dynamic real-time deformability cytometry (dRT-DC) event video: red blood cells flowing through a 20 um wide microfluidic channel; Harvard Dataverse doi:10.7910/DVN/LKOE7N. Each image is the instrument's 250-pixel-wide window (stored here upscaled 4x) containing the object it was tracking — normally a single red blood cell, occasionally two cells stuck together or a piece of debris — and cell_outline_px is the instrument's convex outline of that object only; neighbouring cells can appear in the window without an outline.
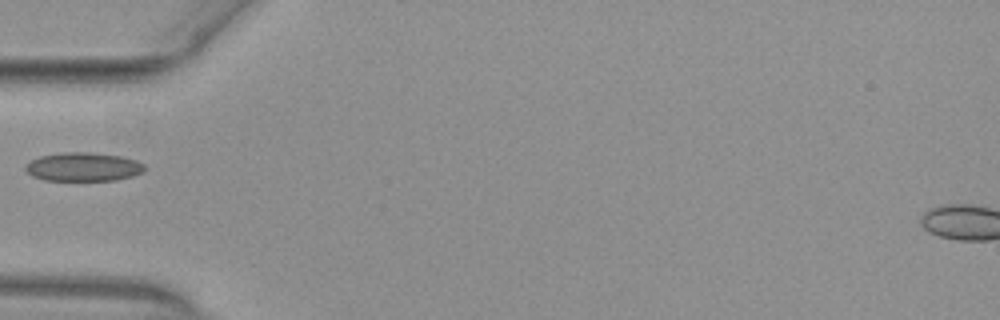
{"species": "common noctule bat (a hibernating species)", "species_latin": "Nyctalus noctula", "temperature_condition": "warm", "stored_images_in_passage": 36, "camera_frame_rate_fps": 3000, "um_per_image_px": 0.085, "animal": {"sex": "female", "body_mass_g": 29.2, "forearm_length_mm": 56.3}, "frame": {"image": 1, "passage_image": 1, "time_ms": 0.0, "image_size_px": [1000, 320], "cell_outline_px": [[144, 172], [132, 176], [116, 180], [44, 180], [32, 176], [24, 168], [24, 164], [40, 156], [64, 152], [88, 152], [120, 156], [136, 160], [144, 164]], "centroid_in_image_um": [7.07, 14.18], "position_along_channel_um": 77.9, "area_um2": 19.88}}
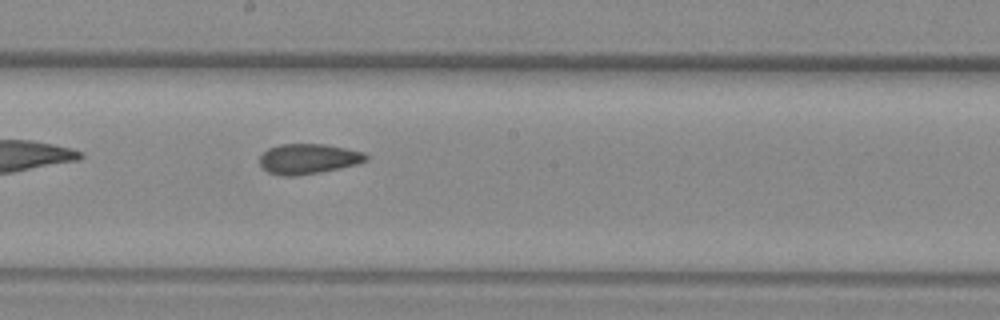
{"frame": {"image": 2, "passage_image": 12, "time_ms": 3.667, "image_size_px": [1000, 320], "cell_outline_px": [[368, 160], [356, 164], [320, 172], [296, 176], [284, 176], [268, 172], [260, 164], [260, 156], [268, 148], [280, 144], [324, 144], [364, 152], [368, 156]], "centroid_in_image_um": [26.2, 13.5], "position_along_channel_um": 222.0, "area_um2": 18.55}}
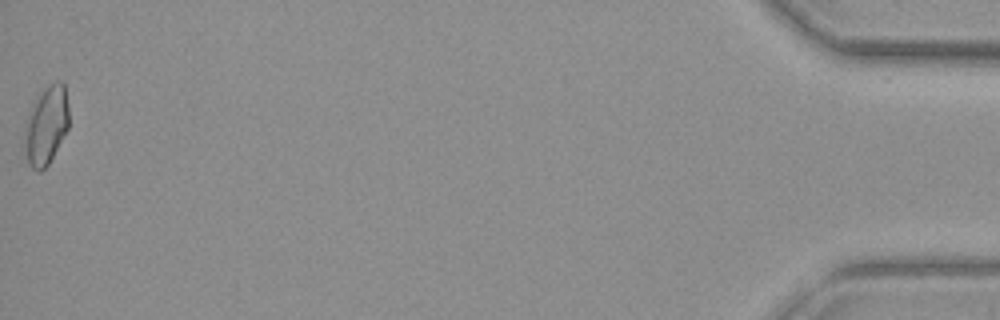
{"frame": {"image": 3, "passage_image": 36, "time_ms": 11.667, "image_size_px": [1000, 320], "cell_outline_px": [[68, 128], [48, 164], [40, 172], [36, 172], [28, 164], [28, 116], [40, 88], [56, 80], [60, 80], [64, 84], [68, 104]], "centroid_in_image_um": [3.99, 10.56], "position_along_channel_um": 431.2, "area_um2": 19.54}}